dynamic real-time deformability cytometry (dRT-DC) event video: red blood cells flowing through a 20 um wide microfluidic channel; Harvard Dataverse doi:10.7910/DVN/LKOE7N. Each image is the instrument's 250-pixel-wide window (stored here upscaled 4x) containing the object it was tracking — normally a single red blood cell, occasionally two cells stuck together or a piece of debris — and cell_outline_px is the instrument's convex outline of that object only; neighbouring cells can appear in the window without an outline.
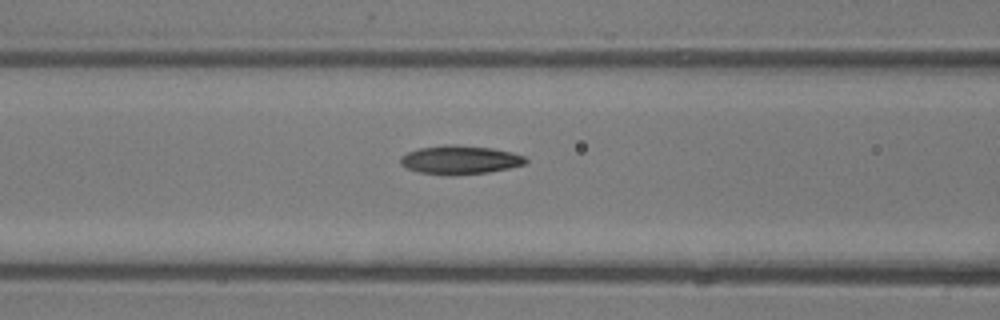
{"species": "common noctule bat (a hibernating species)", "species_latin": "Nyctalus noctula", "temperature_condition": "room temperature", "stored_images_in_passage": 6, "camera_frame_rate_fps": 3000, "um_per_image_px": 0.085, "animal": {"sex": "male", "body_mass_g": 13.3}, "frame": {"image": 1, "passage_image": 6, "time_ms": 6.333, "image_size_px": [1000, 320], "cell_outline_px": [[528, 160], [524, 164], [508, 168], [488, 172], [420, 172], [408, 168], [400, 164], [400, 156], [408, 152], [420, 148], [444, 144], [456, 144], [492, 148], [512, 152], [524, 156]], "centroid_in_image_um": [39.12, 13.52], "position_along_channel_um": 127.5, "area_um2": 20.0}}